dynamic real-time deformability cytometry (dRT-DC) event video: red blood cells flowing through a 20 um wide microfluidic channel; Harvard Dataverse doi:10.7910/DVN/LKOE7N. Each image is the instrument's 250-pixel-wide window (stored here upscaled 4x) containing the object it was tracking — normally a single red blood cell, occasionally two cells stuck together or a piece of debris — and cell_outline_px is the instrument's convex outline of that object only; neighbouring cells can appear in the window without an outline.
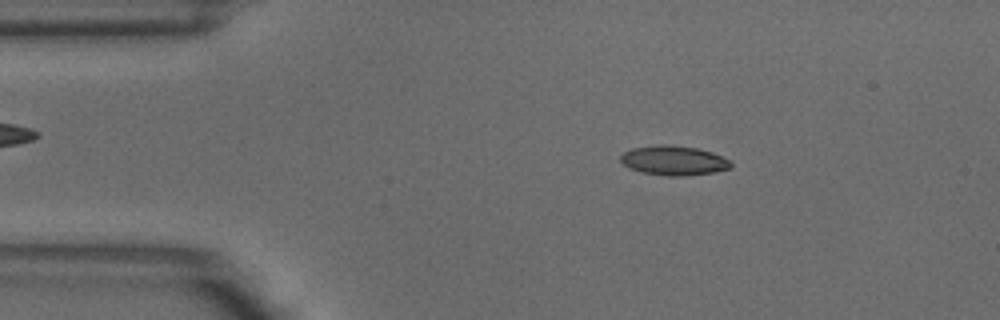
{"species": "common noctule bat (a hibernating species)", "species_latin": "Nyctalus noctula", "temperature_condition": "warm", "stored_images_in_passage": 4, "camera_frame_rate_fps": 3000, "um_per_image_px": 0.085, "animal": {"sex": "male", "body_mass_g": 18.8}, "frame": {"image": 1, "passage_image": 3, "time_ms": 0.667, "image_size_px": [1000, 320], "cell_outline_px": [[732, 168], [716, 172], [684, 176], [668, 176], [644, 172], [632, 168], [624, 164], [620, 160], [620, 156], [624, 152], [632, 148], [656, 144], [672, 144], [696, 148], [712, 152], [728, 160], [732, 164]], "centroid_in_image_um": [57.29, 13.63], "position_along_channel_um": 27.7, "area_um2": 18.96}}